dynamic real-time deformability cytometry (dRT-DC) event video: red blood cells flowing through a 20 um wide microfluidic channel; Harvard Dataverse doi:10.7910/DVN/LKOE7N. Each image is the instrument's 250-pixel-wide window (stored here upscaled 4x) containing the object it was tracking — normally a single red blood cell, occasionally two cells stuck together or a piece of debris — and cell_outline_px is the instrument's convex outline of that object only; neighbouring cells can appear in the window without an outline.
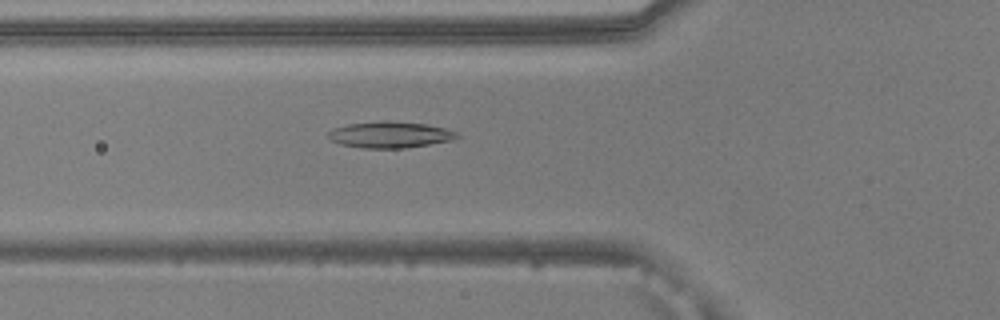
{"species": "common noctule bat (a hibernating species)", "species_latin": "Nyctalus noctula", "temperature_condition": "warm", "stored_images_in_passage": 41, "camera_frame_rate_fps": 3000, "um_per_image_px": 0.085, "animal": {"sex": "male", "body_mass_g": 20.5, "forearm_length_mm": 52.5}, "frame": {"image": 1, "passage_image": 8, "time_ms": 2.333, "image_size_px": [1000, 320], "cell_outline_px": [[460, 136], [452, 140], [404, 148], [360, 148], [340, 144], [328, 140], [328, 132], [332, 128], [348, 124], [380, 120], [388, 120], [428, 124], [444, 128], [456, 132]], "centroid_in_image_um": [33.1, 11.44], "position_along_channel_um": 92.7, "area_um2": 19.94}}
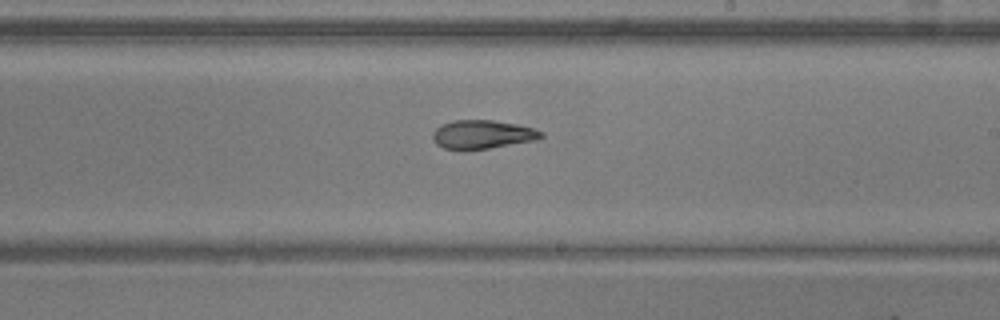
{"frame": {"image": 2, "passage_image": 20, "time_ms": 6.333, "image_size_px": [1000, 320], "cell_outline_px": [[544, 136], [536, 140], [464, 152], [460, 152], [444, 148], [436, 144], [432, 140], [432, 132], [440, 124], [452, 120], [492, 120], [516, 124], [532, 128], [544, 132]], "centroid_in_image_um": [40.93, 11.45], "position_along_channel_um": 248.1, "area_um2": 18.55}}
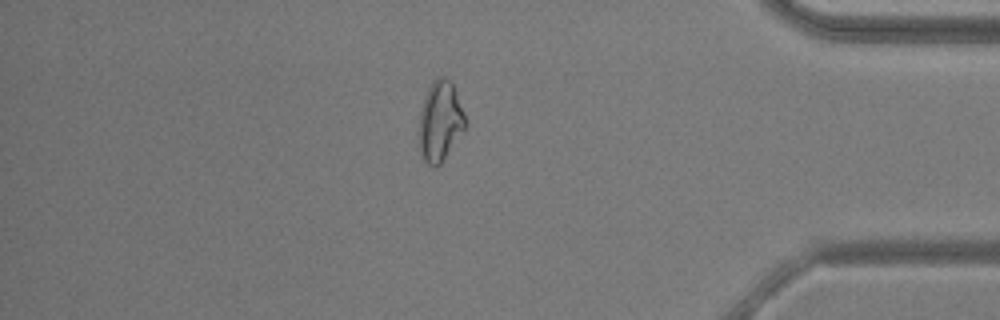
{"frame": {"image": 3, "passage_image": 34, "time_ms": 11.0, "image_size_px": [1000, 320], "cell_outline_px": [[468, 124], [440, 164], [436, 168], [428, 164], [424, 160], [420, 152], [420, 112], [428, 88], [432, 80], [436, 76], [444, 76], [452, 80], [464, 112]], "centroid_in_image_um": [37.44, 10.26], "position_along_channel_um": 397.8, "area_um2": 21.62}, "authors_computed_cell_mechanics": {"area_um2": 19.5364, "velocity_mm_per_s": 3.8631, "shape_relaxation_time_tau1_ms": null, "shape_relaxation_time_tau2_ms": 4.19, "deformation_change_tau1": null, "deformation_change_tau2": 0.1212}}